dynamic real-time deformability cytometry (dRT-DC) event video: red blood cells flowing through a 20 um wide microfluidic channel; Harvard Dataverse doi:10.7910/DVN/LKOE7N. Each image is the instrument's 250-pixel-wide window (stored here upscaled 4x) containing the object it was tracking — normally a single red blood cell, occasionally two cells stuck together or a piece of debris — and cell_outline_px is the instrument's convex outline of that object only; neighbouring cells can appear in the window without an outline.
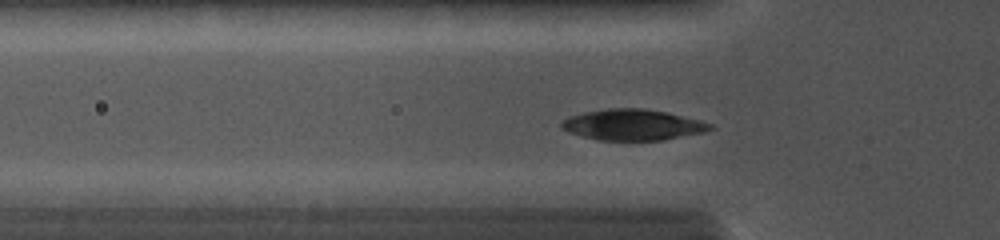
{"species": "common noctule bat (a hibernating species)", "species_latin": "Nyctalus noctula", "temperature_condition": "cold", "stored_images_in_passage": 29, "camera_frame_rate_fps": 5000, "um_per_image_px": 0.085, "animal": {"sex": "female", "body_mass_g": 19.0, "forearm_length_mm": 56.7}, "frame": {"image": 1, "passage_image": 8, "time_ms": 2.4, "image_size_px": [1000, 240], "cell_outline_px": [[716, 128], [704, 132], [664, 140], [596, 140], [568, 132], [560, 128], [560, 124], [568, 116], [584, 112], [604, 108], [644, 108], [668, 112], [700, 120], [712, 124]], "centroid_in_image_um": [53.78, 10.6], "position_along_channel_um": 72.0, "area_um2": 27.05}}
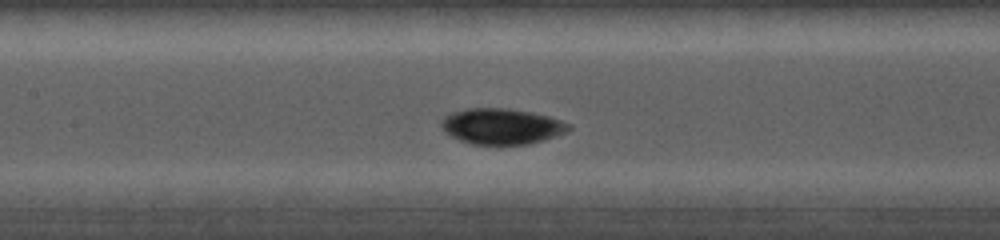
{"frame": {"image": 2, "passage_image": 16, "time_ms": 4.6, "image_size_px": [1000, 240], "cell_outline_px": [[572, 128], [568, 132], [544, 140], [528, 144], [472, 144], [460, 140], [444, 132], [440, 124], [440, 120], [448, 112], [468, 108], [508, 108], [532, 112], [548, 116], [572, 124]], "centroid_in_image_um": [42.63, 10.72], "position_along_channel_um": 164.8, "area_um2": 26.88}}
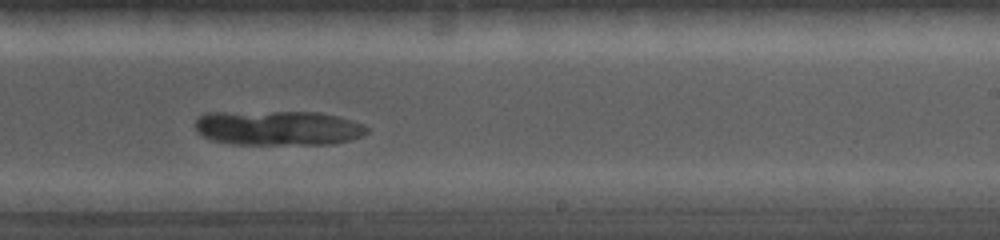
{"frame": {"image": 3, "passage_image": 29, "time_ms": 7.0, "image_size_px": [1000, 240], "cell_outline_px": [[368, 132], [364, 136], [348, 140], [328, 144], [232, 144], [208, 140], [200, 136], [196, 132], [196, 120], [200, 116], [208, 112], [320, 112], [336, 116], [364, 124], [368, 128]], "centroid_in_image_um": [23.59, 10.88], "position_along_channel_um": 265.4, "area_um2": 34.97}}